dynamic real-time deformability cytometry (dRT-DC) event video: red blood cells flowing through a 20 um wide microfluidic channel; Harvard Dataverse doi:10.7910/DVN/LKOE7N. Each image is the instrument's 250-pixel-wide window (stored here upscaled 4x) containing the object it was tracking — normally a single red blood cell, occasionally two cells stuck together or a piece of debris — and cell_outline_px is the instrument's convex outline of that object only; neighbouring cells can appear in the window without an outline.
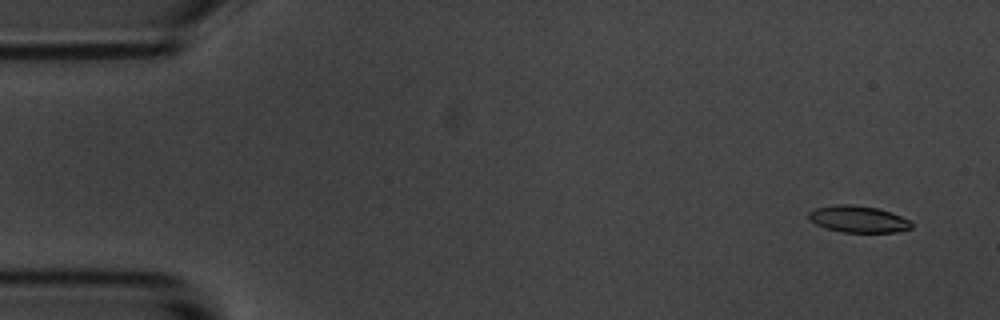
{"species": "common noctule bat (a hibernating species)", "species_latin": "Nyctalus noctula", "temperature_condition": "room temperature", "stored_images_in_passage": 6, "camera_frame_rate_fps": 3000, "um_per_image_px": 0.085, "animal": {"sex": "male", "body_mass_g": 20.1, "forearm_length_mm": 53.5}, "frame": {"image": 1, "passage_image": 1, "time_ms": 0.0, "image_size_px": [1000, 320], "cell_outline_px": [[912, 228], [896, 232], [840, 232], [816, 224], [808, 220], [808, 212], [816, 208], [836, 204], [852, 204], [876, 208], [892, 212], [908, 220], [912, 224]], "centroid_in_image_um": [72.92, 18.62], "position_along_channel_um": 12.1, "area_um2": 15.95}}